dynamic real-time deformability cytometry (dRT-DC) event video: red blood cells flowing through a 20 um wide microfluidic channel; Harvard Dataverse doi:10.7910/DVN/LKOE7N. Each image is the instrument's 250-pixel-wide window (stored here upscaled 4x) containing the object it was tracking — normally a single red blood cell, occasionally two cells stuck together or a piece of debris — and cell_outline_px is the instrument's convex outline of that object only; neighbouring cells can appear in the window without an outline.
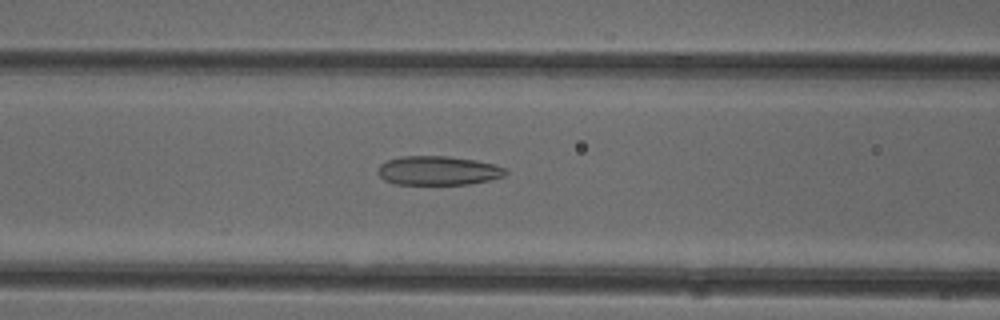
{"species": "common noctule bat (a hibernating species)", "species_latin": "Nyctalus noctula", "temperature_condition": "cold", "stored_images_in_passage": 51, "camera_frame_rate_fps": 3000, "um_per_image_px": 0.085, "animal": {"sex": "female"}, "frame": {"image": 1, "passage_image": 21, "time_ms": 6.667, "image_size_px": [1000, 320], "cell_outline_px": [[508, 172], [504, 176], [488, 180], [468, 184], [392, 184], [384, 180], [376, 172], [380, 164], [388, 160], [400, 156], [448, 156], [476, 160], [496, 164], [504, 168]], "centroid_in_image_um": [37.22, 14.49], "position_along_channel_um": 129.4, "area_um2": 21.73}}
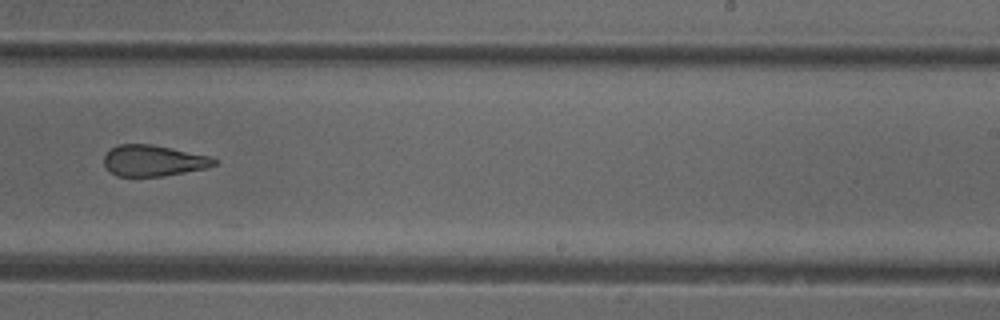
{"frame": {"image": 2, "passage_image": 32, "time_ms": 10.333, "image_size_px": [1000, 320], "cell_outline_px": [[220, 160], [216, 164], [204, 168], [164, 176], [116, 176], [104, 164], [104, 156], [116, 144], [152, 144], [212, 156]], "centroid_in_image_um": [13.07, 13.64], "position_along_channel_um": 275.9, "area_um2": 19.94}}
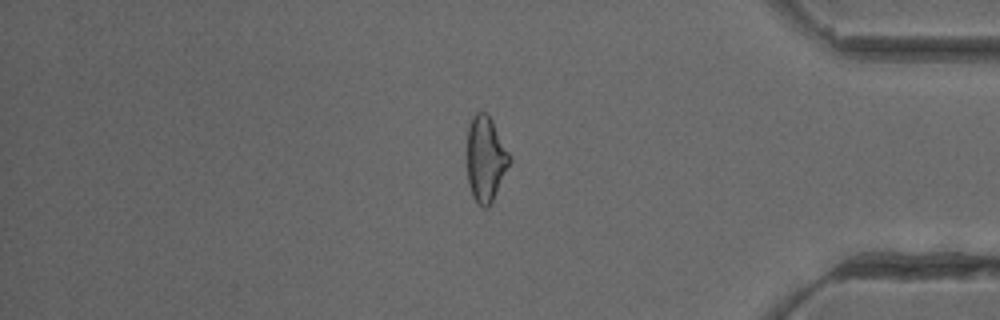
{"frame": {"image": 3, "passage_image": 43, "time_ms": 14.0, "image_size_px": [1000, 320], "cell_outline_px": [[512, 160], [488, 208], [484, 208], [476, 204], [472, 196], [468, 184], [468, 124], [472, 116], [476, 112], [484, 112], [492, 120]], "centroid_in_image_um": [41.26, 13.53], "position_along_channel_um": 393.9, "area_um2": 20.92}, "authors_computed_cell_mechanics": {"area_um2": 22.831, "velocity_mm_per_s": 3.9978, "shape_relaxation_time_tau1_ms": null, "shape_relaxation_time_tau2_ms": 2.6617, "deformation_change_tau1": null, "deformation_change_tau2": 0.1255}}